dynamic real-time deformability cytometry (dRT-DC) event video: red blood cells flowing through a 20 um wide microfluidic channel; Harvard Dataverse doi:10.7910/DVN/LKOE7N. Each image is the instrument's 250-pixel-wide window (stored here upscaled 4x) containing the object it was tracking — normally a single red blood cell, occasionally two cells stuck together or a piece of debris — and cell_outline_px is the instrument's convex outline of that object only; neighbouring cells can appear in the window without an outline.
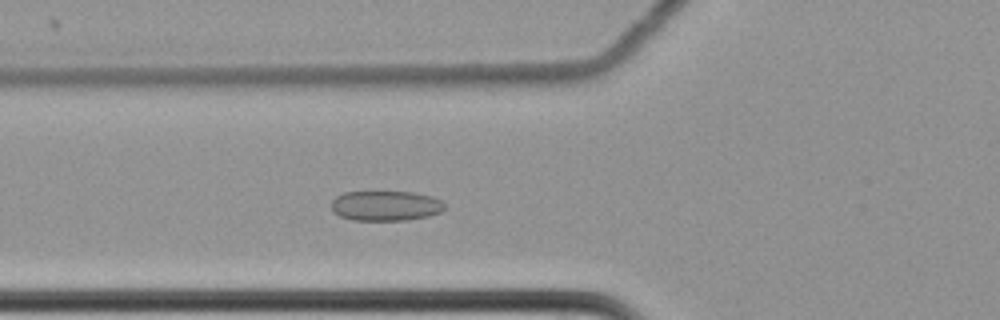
{"species": "common noctule bat (a hibernating species)", "species_latin": "Nyctalus noctula", "temperature_condition": "cold", "stored_images_in_passage": 59, "camera_frame_rate_fps": 3000, "um_per_image_px": 0.085, "animal": {"sex": "female", "body_mass_g": 22.7, "forearm_length_mm": 54.2}, "frame": {"image": 1, "passage_image": 22, "time_ms": 7.0, "image_size_px": [1000, 320], "cell_outline_px": [[444, 208], [440, 212], [428, 216], [404, 220], [352, 220], [340, 216], [332, 212], [332, 200], [336, 196], [344, 192], [412, 192], [432, 196], [440, 200], [444, 204]], "centroid_in_image_um": [32.75, 17.49], "position_along_channel_um": 93.0, "area_um2": 19.77}}
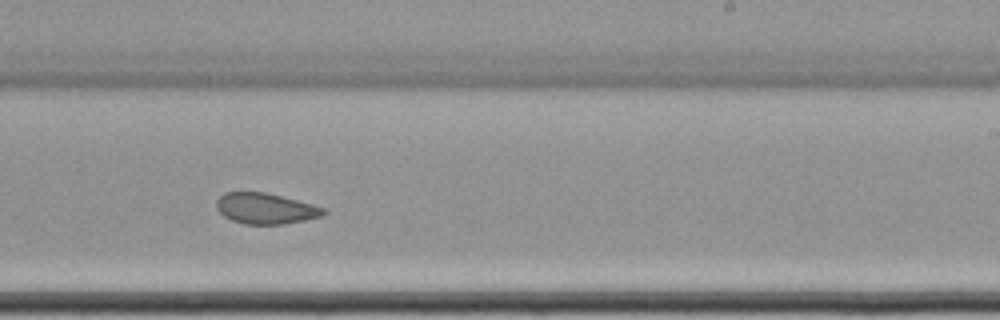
{"frame": {"image": 2, "passage_image": 37, "time_ms": 12.0, "image_size_px": [1000, 320], "cell_outline_px": [[328, 212], [320, 216], [304, 220], [284, 224], [244, 224], [232, 220], [224, 216], [216, 208], [216, 200], [224, 192], [264, 192], [312, 204], [324, 208]], "centroid_in_image_um": [22.54, 17.72], "position_along_channel_um": 266.5, "area_um2": 19.07}}
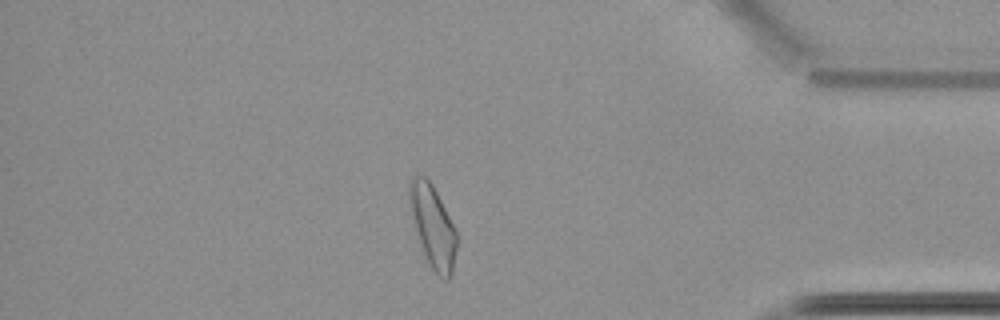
{"frame": {"image": 3, "passage_image": 51, "time_ms": 16.667, "image_size_px": [1000, 320], "cell_outline_px": [[456, 248], [452, 276], [448, 280], [444, 280], [432, 268], [424, 252], [416, 228], [408, 196], [408, 180], [412, 176], [424, 176], [432, 184], [456, 232]], "centroid_in_image_um": [36.79, 19.22], "position_along_channel_um": 398.4, "area_um2": 21.73}, "authors_computed_cell_mechanics": {"area_um2": 21.675, "velocity_mm_per_s": 3.4732, "shape_relaxation_time_tau1_ms": null, "shape_relaxation_time_tau2_ms": 2.5263, "deformation_change_tau1": null, "deformation_change_tau2": 0.0694}}